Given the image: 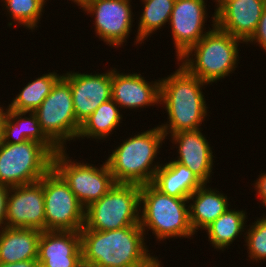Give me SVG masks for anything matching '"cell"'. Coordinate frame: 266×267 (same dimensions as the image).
Wrapping results in <instances>:
<instances>
[{"label": "cell", "mask_w": 266, "mask_h": 267, "mask_svg": "<svg viewBox=\"0 0 266 267\" xmlns=\"http://www.w3.org/2000/svg\"><path fill=\"white\" fill-rule=\"evenodd\" d=\"M83 267H148L150 255L140 224L117 230L81 229Z\"/></svg>", "instance_id": "cell-1"}, {"label": "cell", "mask_w": 266, "mask_h": 267, "mask_svg": "<svg viewBox=\"0 0 266 267\" xmlns=\"http://www.w3.org/2000/svg\"><path fill=\"white\" fill-rule=\"evenodd\" d=\"M160 79V105L168 113V121L158 125L166 139L170 134L201 129L209 113L202 88L209 85L191 75L182 65ZM165 106V108H164Z\"/></svg>", "instance_id": "cell-2"}, {"label": "cell", "mask_w": 266, "mask_h": 267, "mask_svg": "<svg viewBox=\"0 0 266 267\" xmlns=\"http://www.w3.org/2000/svg\"><path fill=\"white\" fill-rule=\"evenodd\" d=\"M165 139L164 132L157 125L122 140L105 160L115 182L138 185L152 183L156 171L162 165L155 159Z\"/></svg>", "instance_id": "cell-3"}, {"label": "cell", "mask_w": 266, "mask_h": 267, "mask_svg": "<svg viewBox=\"0 0 266 267\" xmlns=\"http://www.w3.org/2000/svg\"><path fill=\"white\" fill-rule=\"evenodd\" d=\"M211 18L212 29L177 60L209 85L234 73L239 63L238 46L243 43L215 25V11Z\"/></svg>", "instance_id": "cell-4"}, {"label": "cell", "mask_w": 266, "mask_h": 267, "mask_svg": "<svg viewBox=\"0 0 266 267\" xmlns=\"http://www.w3.org/2000/svg\"><path fill=\"white\" fill-rule=\"evenodd\" d=\"M188 199L169 196L152 183L140 185V221L146 235L151 230L159 241L193 237ZM142 206V207H141Z\"/></svg>", "instance_id": "cell-5"}, {"label": "cell", "mask_w": 266, "mask_h": 267, "mask_svg": "<svg viewBox=\"0 0 266 267\" xmlns=\"http://www.w3.org/2000/svg\"><path fill=\"white\" fill-rule=\"evenodd\" d=\"M140 185L116 183L99 200L85 208L82 229L117 230L139 224Z\"/></svg>", "instance_id": "cell-6"}, {"label": "cell", "mask_w": 266, "mask_h": 267, "mask_svg": "<svg viewBox=\"0 0 266 267\" xmlns=\"http://www.w3.org/2000/svg\"><path fill=\"white\" fill-rule=\"evenodd\" d=\"M53 155L36 141L0 143V184L16 187L38 182L51 168Z\"/></svg>", "instance_id": "cell-7"}, {"label": "cell", "mask_w": 266, "mask_h": 267, "mask_svg": "<svg viewBox=\"0 0 266 267\" xmlns=\"http://www.w3.org/2000/svg\"><path fill=\"white\" fill-rule=\"evenodd\" d=\"M34 112L41 130L59 149L77 139L81 124L75 117L70 83L63 76Z\"/></svg>", "instance_id": "cell-8"}, {"label": "cell", "mask_w": 266, "mask_h": 267, "mask_svg": "<svg viewBox=\"0 0 266 267\" xmlns=\"http://www.w3.org/2000/svg\"><path fill=\"white\" fill-rule=\"evenodd\" d=\"M68 156L66 149H60L52 158V168L64 179L85 208L99 200L116 184L106 161L98 168L91 163L71 160Z\"/></svg>", "instance_id": "cell-9"}, {"label": "cell", "mask_w": 266, "mask_h": 267, "mask_svg": "<svg viewBox=\"0 0 266 267\" xmlns=\"http://www.w3.org/2000/svg\"><path fill=\"white\" fill-rule=\"evenodd\" d=\"M39 182L43 185L46 231H80L85 207L64 179L51 168Z\"/></svg>", "instance_id": "cell-10"}, {"label": "cell", "mask_w": 266, "mask_h": 267, "mask_svg": "<svg viewBox=\"0 0 266 267\" xmlns=\"http://www.w3.org/2000/svg\"><path fill=\"white\" fill-rule=\"evenodd\" d=\"M132 0H85L79 7L94 17L95 34L106 45L122 47L132 32Z\"/></svg>", "instance_id": "cell-11"}, {"label": "cell", "mask_w": 266, "mask_h": 267, "mask_svg": "<svg viewBox=\"0 0 266 267\" xmlns=\"http://www.w3.org/2000/svg\"><path fill=\"white\" fill-rule=\"evenodd\" d=\"M206 1L175 0L169 25L177 60L212 29L204 31L208 19Z\"/></svg>", "instance_id": "cell-12"}, {"label": "cell", "mask_w": 266, "mask_h": 267, "mask_svg": "<svg viewBox=\"0 0 266 267\" xmlns=\"http://www.w3.org/2000/svg\"><path fill=\"white\" fill-rule=\"evenodd\" d=\"M6 227L46 231L44 192L39 181L9 189Z\"/></svg>", "instance_id": "cell-13"}, {"label": "cell", "mask_w": 266, "mask_h": 267, "mask_svg": "<svg viewBox=\"0 0 266 267\" xmlns=\"http://www.w3.org/2000/svg\"><path fill=\"white\" fill-rule=\"evenodd\" d=\"M62 76L70 83L74 113L80 124L103 102L111 99L112 68L101 74L67 71Z\"/></svg>", "instance_id": "cell-14"}, {"label": "cell", "mask_w": 266, "mask_h": 267, "mask_svg": "<svg viewBox=\"0 0 266 267\" xmlns=\"http://www.w3.org/2000/svg\"><path fill=\"white\" fill-rule=\"evenodd\" d=\"M215 25L241 40L243 44L254 35L266 0H215Z\"/></svg>", "instance_id": "cell-15"}, {"label": "cell", "mask_w": 266, "mask_h": 267, "mask_svg": "<svg viewBox=\"0 0 266 267\" xmlns=\"http://www.w3.org/2000/svg\"><path fill=\"white\" fill-rule=\"evenodd\" d=\"M111 99L120 109L160 106V78L149 82L141 73H120L117 68H112Z\"/></svg>", "instance_id": "cell-16"}, {"label": "cell", "mask_w": 266, "mask_h": 267, "mask_svg": "<svg viewBox=\"0 0 266 267\" xmlns=\"http://www.w3.org/2000/svg\"><path fill=\"white\" fill-rule=\"evenodd\" d=\"M37 260L40 267H83L80 231H42Z\"/></svg>", "instance_id": "cell-17"}, {"label": "cell", "mask_w": 266, "mask_h": 267, "mask_svg": "<svg viewBox=\"0 0 266 267\" xmlns=\"http://www.w3.org/2000/svg\"><path fill=\"white\" fill-rule=\"evenodd\" d=\"M169 136L176 145L174 148L178 149L174 161L189 168L204 184L209 183L215 161L213 148L202 130L176 132Z\"/></svg>", "instance_id": "cell-18"}, {"label": "cell", "mask_w": 266, "mask_h": 267, "mask_svg": "<svg viewBox=\"0 0 266 267\" xmlns=\"http://www.w3.org/2000/svg\"><path fill=\"white\" fill-rule=\"evenodd\" d=\"M188 201L191 202L189 203V214L194 234L200 229L204 230L230 208L227 195L220 193L216 188L212 189L209 185L207 187V184L197 188L189 196Z\"/></svg>", "instance_id": "cell-19"}, {"label": "cell", "mask_w": 266, "mask_h": 267, "mask_svg": "<svg viewBox=\"0 0 266 267\" xmlns=\"http://www.w3.org/2000/svg\"><path fill=\"white\" fill-rule=\"evenodd\" d=\"M42 231L33 228L0 229V262L15 263L38 258V242Z\"/></svg>", "instance_id": "cell-20"}, {"label": "cell", "mask_w": 266, "mask_h": 267, "mask_svg": "<svg viewBox=\"0 0 266 267\" xmlns=\"http://www.w3.org/2000/svg\"><path fill=\"white\" fill-rule=\"evenodd\" d=\"M28 140L41 143L53 156L60 150L41 130L35 112L8 109L2 142L20 144Z\"/></svg>", "instance_id": "cell-21"}, {"label": "cell", "mask_w": 266, "mask_h": 267, "mask_svg": "<svg viewBox=\"0 0 266 267\" xmlns=\"http://www.w3.org/2000/svg\"><path fill=\"white\" fill-rule=\"evenodd\" d=\"M152 184L164 194L188 199L204 183L189 168L170 160L159 167Z\"/></svg>", "instance_id": "cell-22"}, {"label": "cell", "mask_w": 266, "mask_h": 267, "mask_svg": "<svg viewBox=\"0 0 266 267\" xmlns=\"http://www.w3.org/2000/svg\"><path fill=\"white\" fill-rule=\"evenodd\" d=\"M246 219H248L247 213L244 210L229 208L204 229L211 246L217 251H224L226 248L228 250L230 244L246 231Z\"/></svg>", "instance_id": "cell-23"}, {"label": "cell", "mask_w": 266, "mask_h": 267, "mask_svg": "<svg viewBox=\"0 0 266 267\" xmlns=\"http://www.w3.org/2000/svg\"><path fill=\"white\" fill-rule=\"evenodd\" d=\"M119 109L120 107L112 99L103 102L81 123L77 140H80V138L85 139L84 137L100 141L107 139L122 123L123 114Z\"/></svg>", "instance_id": "cell-24"}, {"label": "cell", "mask_w": 266, "mask_h": 267, "mask_svg": "<svg viewBox=\"0 0 266 267\" xmlns=\"http://www.w3.org/2000/svg\"><path fill=\"white\" fill-rule=\"evenodd\" d=\"M143 12L138 20V31L134 45L142 42L154 32L169 24L175 0H141Z\"/></svg>", "instance_id": "cell-25"}, {"label": "cell", "mask_w": 266, "mask_h": 267, "mask_svg": "<svg viewBox=\"0 0 266 267\" xmlns=\"http://www.w3.org/2000/svg\"><path fill=\"white\" fill-rule=\"evenodd\" d=\"M62 76L54 72H48L29 81L22 90L13 98L8 109L15 111L34 112L50 93L53 85Z\"/></svg>", "instance_id": "cell-26"}, {"label": "cell", "mask_w": 266, "mask_h": 267, "mask_svg": "<svg viewBox=\"0 0 266 267\" xmlns=\"http://www.w3.org/2000/svg\"><path fill=\"white\" fill-rule=\"evenodd\" d=\"M3 5L9 14L12 22H8V26L17 23L33 31L38 27V23L41 20L43 8L46 6V0H1ZM45 5V6H44Z\"/></svg>", "instance_id": "cell-27"}, {"label": "cell", "mask_w": 266, "mask_h": 267, "mask_svg": "<svg viewBox=\"0 0 266 267\" xmlns=\"http://www.w3.org/2000/svg\"><path fill=\"white\" fill-rule=\"evenodd\" d=\"M262 215L263 217L260 216L252 225L247 226L249 228H246L243 235L249 260L256 263L266 261V215Z\"/></svg>", "instance_id": "cell-28"}, {"label": "cell", "mask_w": 266, "mask_h": 267, "mask_svg": "<svg viewBox=\"0 0 266 267\" xmlns=\"http://www.w3.org/2000/svg\"><path fill=\"white\" fill-rule=\"evenodd\" d=\"M246 44H255L266 52V7L264 8L261 18L258 22L257 29L252 38ZM266 54V53H265Z\"/></svg>", "instance_id": "cell-29"}, {"label": "cell", "mask_w": 266, "mask_h": 267, "mask_svg": "<svg viewBox=\"0 0 266 267\" xmlns=\"http://www.w3.org/2000/svg\"><path fill=\"white\" fill-rule=\"evenodd\" d=\"M9 187L0 184V228L6 227L7 199Z\"/></svg>", "instance_id": "cell-30"}, {"label": "cell", "mask_w": 266, "mask_h": 267, "mask_svg": "<svg viewBox=\"0 0 266 267\" xmlns=\"http://www.w3.org/2000/svg\"><path fill=\"white\" fill-rule=\"evenodd\" d=\"M259 177L255 181L254 188L256 189L257 198L261 200L260 204L266 208V173L265 171L258 175Z\"/></svg>", "instance_id": "cell-31"}, {"label": "cell", "mask_w": 266, "mask_h": 267, "mask_svg": "<svg viewBox=\"0 0 266 267\" xmlns=\"http://www.w3.org/2000/svg\"><path fill=\"white\" fill-rule=\"evenodd\" d=\"M0 267H40L37 259L19 261L15 263H1Z\"/></svg>", "instance_id": "cell-32"}, {"label": "cell", "mask_w": 266, "mask_h": 267, "mask_svg": "<svg viewBox=\"0 0 266 267\" xmlns=\"http://www.w3.org/2000/svg\"><path fill=\"white\" fill-rule=\"evenodd\" d=\"M7 115H8V106H7L6 109H4L0 105V143L3 141V137H4V126H5V121H6Z\"/></svg>", "instance_id": "cell-33"}, {"label": "cell", "mask_w": 266, "mask_h": 267, "mask_svg": "<svg viewBox=\"0 0 266 267\" xmlns=\"http://www.w3.org/2000/svg\"><path fill=\"white\" fill-rule=\"evenodd\" d=\"M160 259H156L152 264H150L148 267H161V261H159Z\"/></svg>", "instance_id": "cell-34"}, {"label": "cell", "mask_w": 266, "mask_h": 267, "mask_svg": "<svg viewBox=\"0 0 266 267\" xmlns=\"http://www.w3.org/2000/svg\"><path fill=\"white\" fill-rule=\"evenodd\" d=\"M70 1H72L75 4H77L78 6H81L85 2V0H70Z\"/></svg>", "instance_id": "cell-35"}]
</instances>
